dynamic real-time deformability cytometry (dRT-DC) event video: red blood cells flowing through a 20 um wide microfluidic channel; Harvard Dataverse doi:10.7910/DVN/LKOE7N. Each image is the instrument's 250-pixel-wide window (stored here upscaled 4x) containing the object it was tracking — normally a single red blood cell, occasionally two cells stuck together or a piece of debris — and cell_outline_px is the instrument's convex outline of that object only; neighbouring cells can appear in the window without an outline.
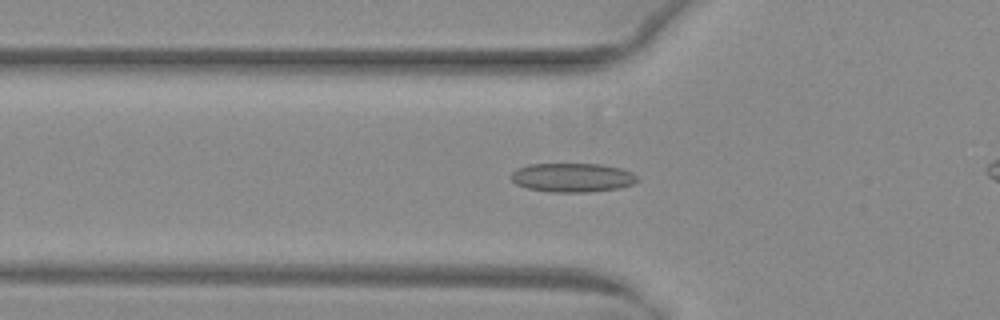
{"species": "common noctule bat (a hibernating species)", "species_latin": "Nyctalus noctula", "temperature_condition": "warm", "stored_images_in_passage": 31, "camera_frame_rate_fps": 3000, "um_per_image_px": 0.085, "animal": {"sex": "female", "body_mass_g": 29.2, "forearm_length_mm": 56.3}, "frame": {"image": 1, "passage_image": 3, "time_ms": 0.667, "image_size_px": [1000, 320], "cell_outline_px": [[640, 180], [632, 184], [616, 188], [588, 192], [552, 192], [528, 188], [516, 184], [512, 180], [512, 172], [516, 168], [528, 164], [600, 164], [620, 168], [632, 172]], "centroid_in_image_um": [48.64, 15.08], "position_along_channel_um": 77.2, "area_um2": 21.21}}
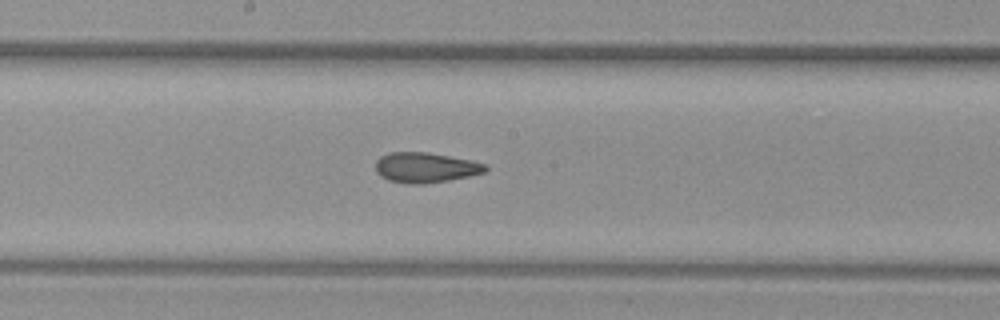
{"frame": {"image": 2, "passage_image": 13, "time_ms": 4.0, "image_size_px": [1000, 320], "cell_outline_px": [[488, 168], [484, 172], [468, 176], [448, 180], [424, 184], [408, 184], [388, 180], [380, 176], [376, 172], [376, 160], [380, 156], [388, 152], [428, 152], [472, 160], [484, 164]], "centroid_in_image_um": [36.12, 14.23], "position_along_channel_um": 212.1, "area_um2": 19.36}}
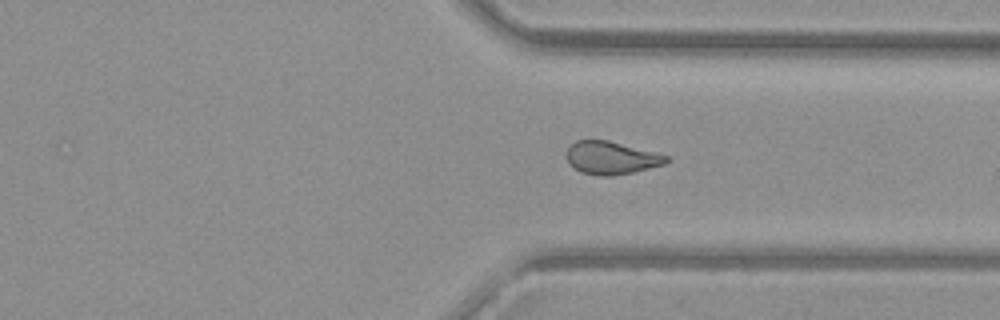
{"frame": {"image": 3, "passage_image": 24, "time_ms": 7.667, "image_size_px": [1000, 320], "cell_outline_px": [[668, 160], [664, 164], [632, 172], [612, 176], [600, 176], [580, 172], [572, 168], [568, 164], [564, 156], [568, 148], [576, 140], [608, 140], [656, 152], [668, 156]], "centroid_in_image_um": [51.89, 13.42], "position_along_channel_um": 359.5, "area_um2": 19.25}, "authors_computed_cell_mechanics": {"area_um2": 19.4208, "velocity_mm_per_s": 4.0236, "shape_relaxation_time_tau1_ms": null, "shape_relaxation_time_tau2_ms": 2.2752, "deformation_change_tau1": null, "deformation_change_tau2": 0.0891}}